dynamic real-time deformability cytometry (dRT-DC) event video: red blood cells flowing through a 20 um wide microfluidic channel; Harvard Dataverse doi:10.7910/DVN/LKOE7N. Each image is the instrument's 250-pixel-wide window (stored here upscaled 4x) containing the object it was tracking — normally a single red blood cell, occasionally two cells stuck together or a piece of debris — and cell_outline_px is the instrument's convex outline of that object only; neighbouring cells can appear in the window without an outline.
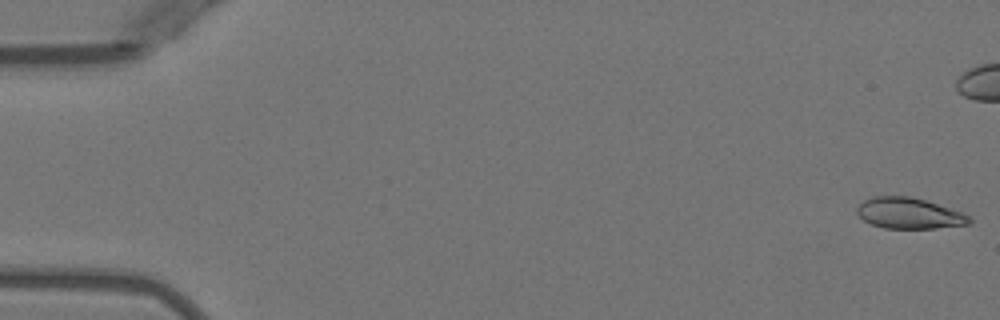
{"species": "Egyptian fruit bat (a non-hibernating species)", "species_latin": "Rousettus aegyptiacus", "temperature_condition": "warm", "stored_images_in_passage": 43, "camera_frame_rate_fps": 3000, "um_per_image_px": 0.085, "animal": {"sex": "female"}, "frame": {"image": 1, "passage_image": 1, "time_ms": 0.0, "image_size_px": [1000, 320], "cell_outline_px": [[972, 224], [936, 228], [884, 228], [872, 224], [864, 220], [856, 212], [856, 208], [864, 200], [872, 196], [908, 196], [924, 200], [960, 212], [968, 216], [972, 220]], "centroid_in_image_um": [77.25, 18.13], "position_along_channel_um": 7.8, "area_um2": 20.0}}
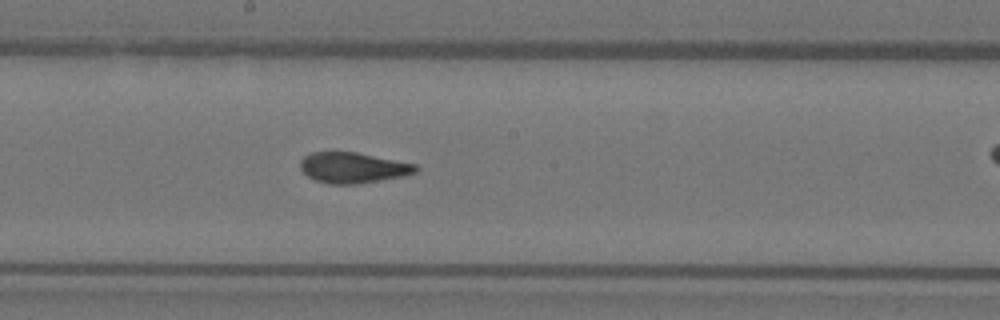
{"frame": {"image": 2, "passage_image": 28, "time_ms": 9.0, "image_size_px": [1000, 320], "cell_outline_px": [[420, 168], [416, 172], [404, 176], [356, 184], [328, 184], [316, 180], [308, 176], [300, 168], [300, 160], [304, 156], [312, 152], [356, 152], [416, 164]], "centroid_in_image_um": [30.01, 14.25], "position_along_channel_um": 218.2, "area_um2": 20.58}}
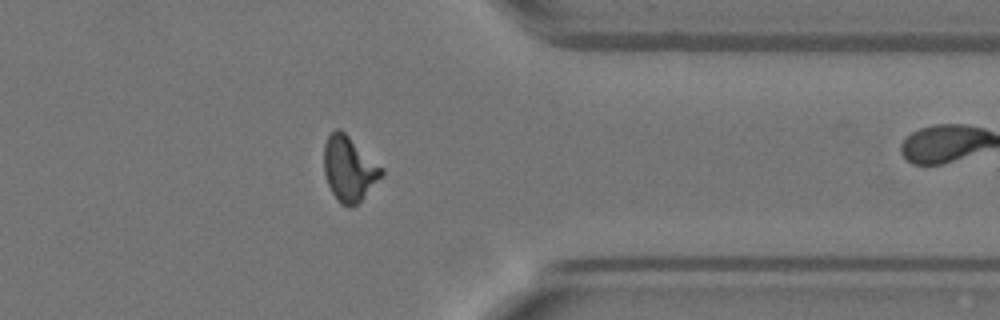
{"frame": {"image": 3, "passage_image": 41, "time_ms": 13.333, "image_size_px": [1000, 320], "cell_outline_px": [[384, 176], [356, 204], [340, 204], [332, 192], [328, 184], [324, 172], [324, 144], [328, 136], [336, 128], [340, 128], [384, 168]], "centroid_in_image_um": [29.69, 14.31], "position_along_channel_um": 381.7, "area_um2": 21.62}}